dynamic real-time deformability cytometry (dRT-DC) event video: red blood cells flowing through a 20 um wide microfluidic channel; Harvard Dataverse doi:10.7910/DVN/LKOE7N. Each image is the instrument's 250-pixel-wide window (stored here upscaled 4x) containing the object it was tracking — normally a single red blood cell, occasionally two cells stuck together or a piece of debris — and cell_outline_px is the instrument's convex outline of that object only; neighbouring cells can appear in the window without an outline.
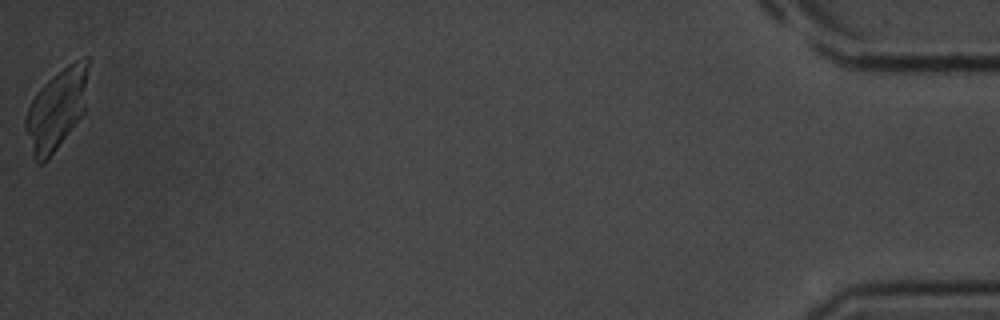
{"species": "common noctule bat (a hibernating species)", "species_latin": "Nyctalus noctula", "temperature_condition": "room temperature", "stored_images_in_passage": 39, "camera_frame_rate_fps": 3000, "um_per_image_px": 0.085, "animal": {"sex": "male", "body_mass_g": 20.1, "forearm_length_mm": 53.5}, "frame": {"image": 1, "passage_image": 39, "time_ms": 12.667, "image_size_px": [1000, 320], "cell_outline_px": [[88, 72], [84, 112], [48, 160], [44, 164], [36, 164], [32, 156], [24, 128], [24, 120], [28, 108], [36, 92], [52, 76], [68, 64], [76, 60], [88, 56]], "centroid_in_image_um": [4.78, 9.32], "position_along_channel_um": 430.4, "area_um2": 29.54}}